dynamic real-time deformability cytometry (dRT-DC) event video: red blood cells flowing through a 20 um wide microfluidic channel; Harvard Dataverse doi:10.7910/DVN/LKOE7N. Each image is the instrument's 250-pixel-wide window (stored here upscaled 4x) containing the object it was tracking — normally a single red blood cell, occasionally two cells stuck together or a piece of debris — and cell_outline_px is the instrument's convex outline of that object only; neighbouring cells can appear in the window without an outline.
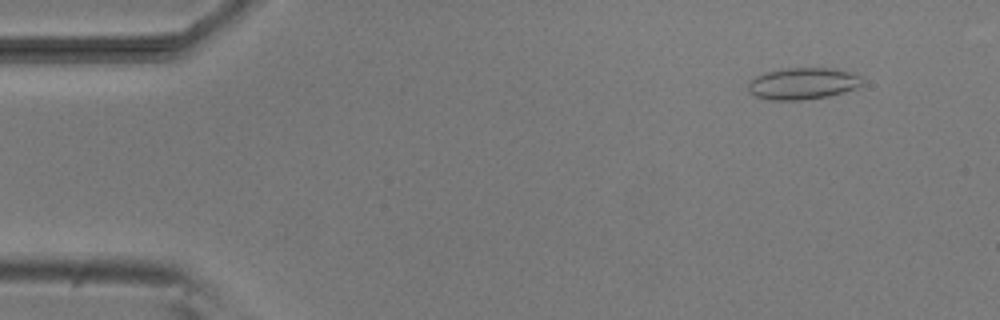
{"species": "common noctule bat (a hibernating species)", "species_latin": "Nyctalus noctula", "temperature_condition": "room temperature", "stored_images_in_passage": 29, "camera_frame_rate_fps": 3000, "um_per_image_px": 0.085, "animal": {"sex": "male", "body_mass_g": 20.5, "forearm_length_mm": 52.5}, "frame": {"image": 1, "passage_image": 5, "time_ms": 1.333, "image_size_px": [1000, 320], "cell_outline_px": [[864, 84], [856, 88], [844, 92], [828, 96], [800, 100], [772, 100], [756, 96], [748, 92], [748, 84], [756, 76], [764, 72], [784, 68], [836, 68], [852, 72], [860, 76], [864, 80]], "centroid_in_image_um": [68.28, 7.09], "position_along_channel_um": 16.7, "area_um2": 21.27}}
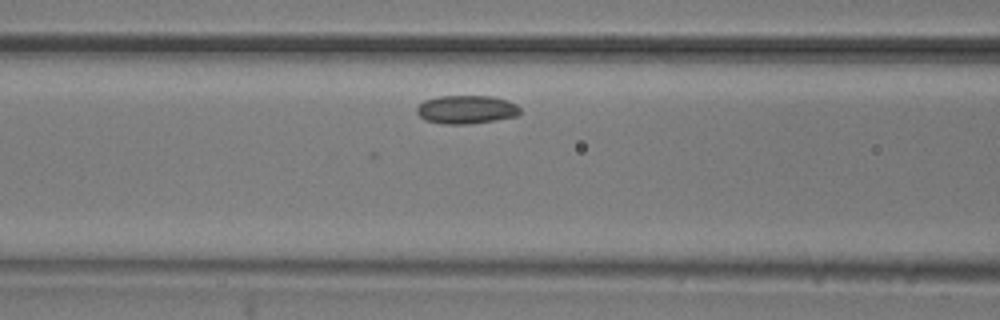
{"frame": {"image": 2, "passage_image": 23, "time_ms": 7.333, "image_size_px": [1000, 320], "cell_outline_px": [[520, 112], [516, 116], [496, 120], [468, 124], [444, 124], [424, 120], [416, 112], [416, 108], [424, 100], [440, 96], [496, 96], [508, 100], [516, 104], [520, 108]], "centroid_in_image_um": [39.64, 9.3], "position_along_channel_um": 127.0, "area_um2": 17.22}}
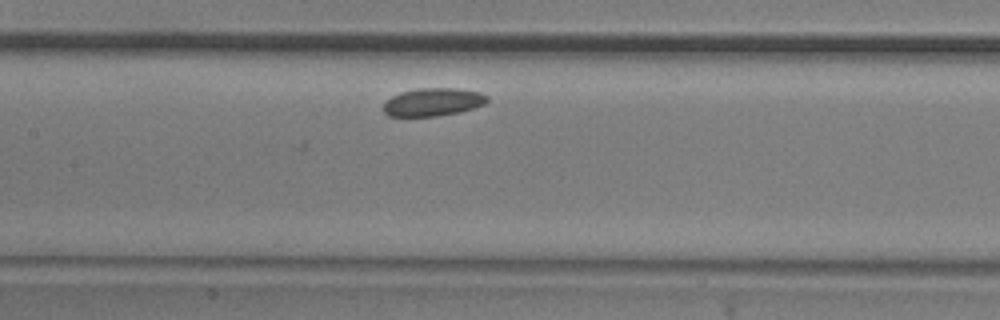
{"frame": {"image": 3, "passage_image": 27, "time_ms": 8.667, "image_size_px": [1000, 320], "cell_outline_px": [[488, 100], [484, 104], [460, 112], [436, 116], [388, 116], [384, 112], [384, 104], [392, 96], [400, 92], [416, 88], [456, 88], [480, 92], [488, 96]], "centroid_in_image_um": [36.81, 8.66], "position_along_channel_um": 170.6, "area_um2": 16.88}}